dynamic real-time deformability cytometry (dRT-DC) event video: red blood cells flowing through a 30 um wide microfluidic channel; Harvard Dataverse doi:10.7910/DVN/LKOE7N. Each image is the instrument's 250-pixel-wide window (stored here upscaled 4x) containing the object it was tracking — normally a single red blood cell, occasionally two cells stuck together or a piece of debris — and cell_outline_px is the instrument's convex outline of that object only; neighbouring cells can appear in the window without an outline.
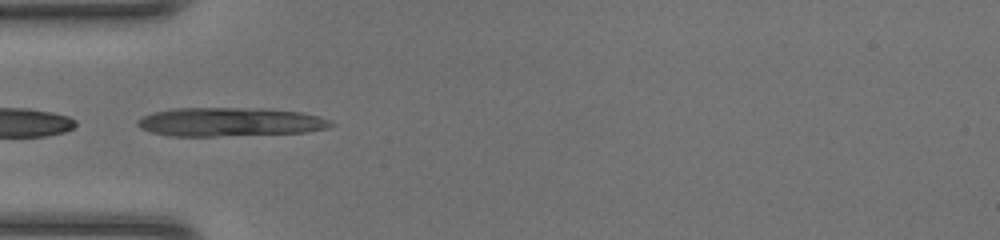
{"species": "common noctule bat (a hibernating species)", "species_latin": "Nyctalus noctula", "temperature_condition": "room temperature", "stored_images_in_passage": 32, "camera_frame_rate_fps": 3000, "um_per_image_px": 0.085, "animal": {"sex": "female", "body_mass_g": 20.0, "forearm_length_mm": 54.0}, "frame": {"image": 1, "passage_image": 1, "time_ms": 0.0, "image_size_px": [1000, 240], "cell_outline_px": [[336, 124], [328, 128], [308, 132], [216, 136], [168, 136], [152, 132], [140, 128], [136, 124], [136, 120], [140, 116], [152, 112], [172, 108], [264, 108], [300, 112], [320, 116], [332, 120]], "centroid_in_image_um": [19.54, 10.36], "position_along_channel_um": 65.5, "area_um2": 32.89}}
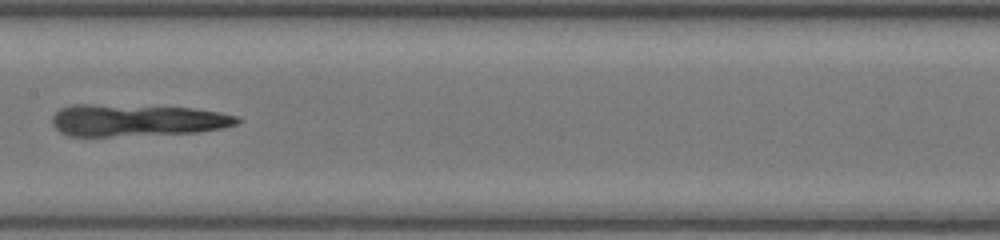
{"frame": {"image": 2, "passage_image": 10, "time_ms": 3.0, "image_size_px": [1000, 240], "cell_outline_px": [[240, 120], [236, 124], [220, 128], [200, 132], [108, 136], [68, 136], [60, 132], [52, 124], [52, 116], [60, 108], [72, 104], [92, 104], [192, 108], [220, 112], [236, 116]], "centroid_in_image_um": [11.57, 10.22], "position_along_channel_um": 195.8, "area_um2": 34.28}}